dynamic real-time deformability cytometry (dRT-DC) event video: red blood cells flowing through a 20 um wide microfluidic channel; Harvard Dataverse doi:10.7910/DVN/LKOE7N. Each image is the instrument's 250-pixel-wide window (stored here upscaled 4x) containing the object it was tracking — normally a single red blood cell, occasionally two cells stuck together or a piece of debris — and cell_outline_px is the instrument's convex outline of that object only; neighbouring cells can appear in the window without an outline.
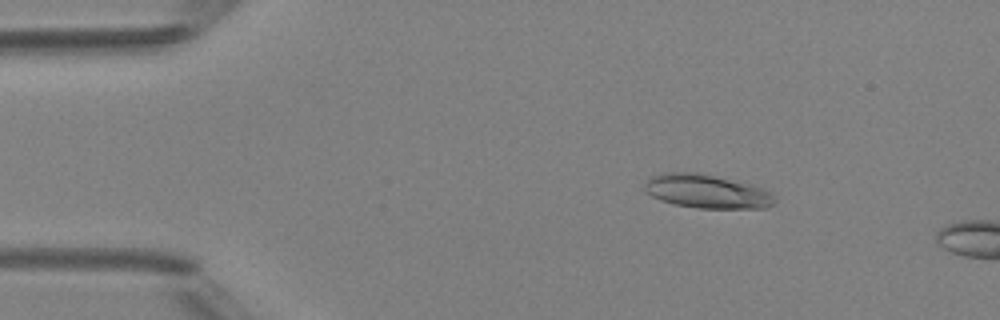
{"species": "Egyptian fruit bat (a non-hibernating species)", "species_latin": "Rousettus aegyptiacus", "temperature_condition": "room temperature", "stored_images_in_passage": 6, "camera_frame_rate_fps": 3000, "um_per_image_px": 0.085, "animal": {"sex": "female"}, "frame": {"image": 1, "passage_image": 2, "time_ms": 0.333, "image_size_px": [1000, 320], "cell_outline_px": [[776, 200], [772, 204], [764, 208], [696, 208], [676, 204], [660, 200], [644, 192], [644, 184], [648, 176], [664, 172], [696, 172], [764, 188], [772, 192]], "centroid_in_image_um": [60.02, 16.26], "position_along_channel_um": 25.0, "area_um2": 25.55}}